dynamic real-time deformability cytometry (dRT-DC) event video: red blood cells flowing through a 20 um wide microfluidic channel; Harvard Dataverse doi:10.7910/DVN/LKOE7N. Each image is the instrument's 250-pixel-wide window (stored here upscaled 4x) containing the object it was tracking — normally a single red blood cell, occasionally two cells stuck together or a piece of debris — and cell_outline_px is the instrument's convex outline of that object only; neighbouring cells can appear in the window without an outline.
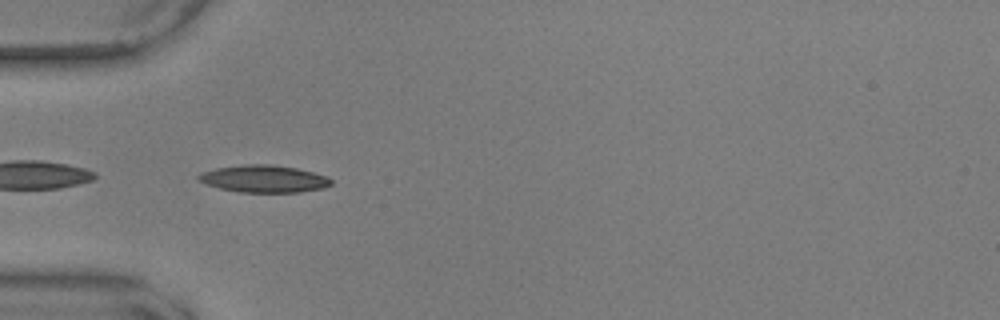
{"species": "common noctule bat (a hibernating species)", "species_latin": "Nyctalus noctula", "temperature_condition": "warm", "stored_images_in_passage": 39, "camera_frame_rate_fps": 3000, "um_per_image_px": 0.085, "animal": {"sex": "male", "body_mass_g": 17.9, "forearm_length_mm": 54.2}, "frame": {"image": 1, "passage_image": 1, "time_ms": 0.0, "image_size_px": [1000, 320], "cell_outline_px": [[332, 184], [324, 188], [300, 192], [240, 192], [220, 188], [208, 184], [200, 180], [196, 176], [204, 172], [216, 168], [244, 164], [272, 164], [296, 168], [328, 176], [332, 180]], "centroid_in_image_um": [22.48, 15.19], "position_along_channel_um": 62.5, "area_um2": 20.92}, "authors_computed_cell_mechanics": {"area_um2": 19.4786, "velocity_mm_per_s": 3.6026, "shape_relaxation_time_tau1_ms": 6.0857, "shape_relaxation_time_tau2_ms": 2.5414, "deformation_change_tau1": 0.1949, "deformation_change_tau2": 0.0911}}